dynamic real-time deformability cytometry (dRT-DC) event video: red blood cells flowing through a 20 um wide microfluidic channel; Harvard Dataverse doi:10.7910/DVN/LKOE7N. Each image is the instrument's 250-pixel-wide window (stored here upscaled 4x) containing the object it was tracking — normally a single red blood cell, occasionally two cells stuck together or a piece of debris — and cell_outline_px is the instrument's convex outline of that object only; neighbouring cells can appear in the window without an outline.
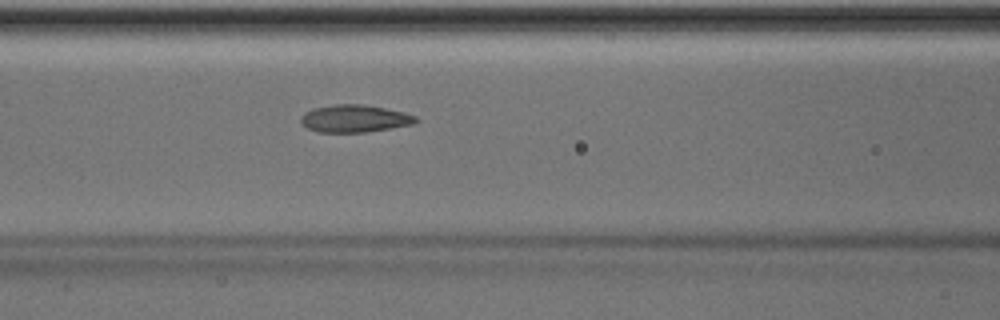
{"species": "Egyptian fruit bat (a non-hibernating species)", "species_latin": "Rousettus aegyptiacus", "temperature_condition": "room temperature", "stored_images_in_passage": 41, "camera_frame_rate_fps": 3000, "um_per_image_px": 0.085, "animal": {"sex": "male"}, "frame": {"image": 1, "passage_image": 12, "time_ms": 3.667, "image_size_px": [1000, 320], "cell_outline_px": [[420, 120], [412, 124], [364, 132], [320, 132], [308, 128], [300, 120], [300, 116], [304, 112], [312, 108], [332, 104], [364, 104], [404, 112], [416, 116]], "centroid_in_image_um": [30.12, 10.06], "position_along_channel_um": 136.5, "area_um2": 18.32}}
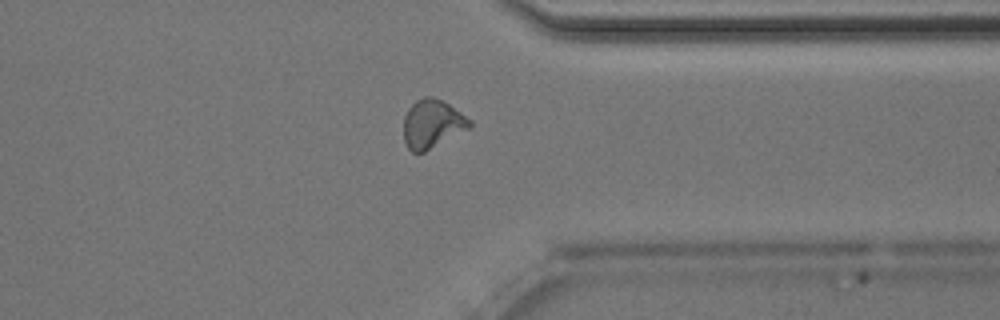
{"frame": {"image": 2, "passage_image": 30, "time_ms": 9.667, "image_size_px": [1000, 320], "cell_outline_px": [[472, 124], [468, 128], [424, 152], [412, 152], [408, 148], [404, 140], [404, 116], [408, 108], [416, 100], [424, 96], [432, 96], [448, 104], [472, 120]], "centroid_in_image_um": [36.71, 10.51], "position_along_channel_um": 374.7, "area_um2": 18.38}, "authors_computed_cell_mechanics": {"area_um2": 18.3804, "velocity_mm_per_s": 4.0218, "shape_relaxation_time_tau1_ms": null, "shape_relaxation_time_tau2_ms": 1.1877, "deformation_change_tau1": null, "deformation_change_tau2": 0.0575}}